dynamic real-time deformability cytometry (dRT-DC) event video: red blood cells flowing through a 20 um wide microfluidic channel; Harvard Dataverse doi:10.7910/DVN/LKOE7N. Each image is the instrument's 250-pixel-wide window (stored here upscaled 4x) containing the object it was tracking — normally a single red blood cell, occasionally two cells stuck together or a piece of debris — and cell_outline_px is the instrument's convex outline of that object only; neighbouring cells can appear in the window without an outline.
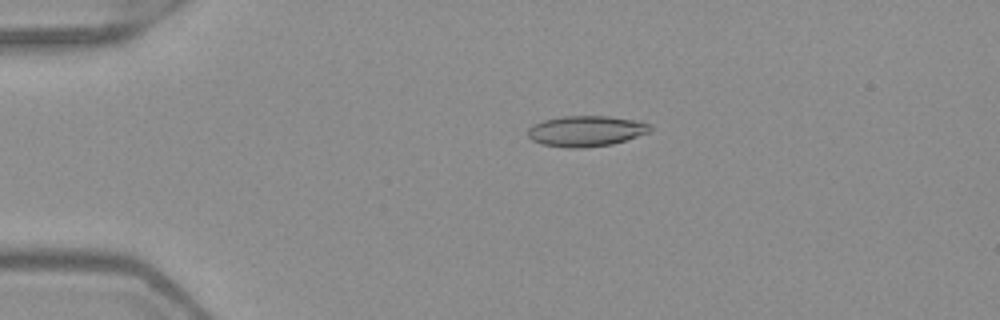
{"species": "Egyptian fruit bat (a non-hibernating species)", "species_latin": "Rousettus aegyptiacus", "temperature_condition": "warm", "stored_images_in_passage": 52, "camera_frame_rate_fps": 3000, "um_per_image_px": 0.085, "frame": {"image": 1, "passage_image": 12, "time_ms": 3.667, "image_size_px": [1000, 320], "cell_outline_px": [[652, 132], [612, 144], [580, 148], [568, 148], [540, 144], [532, 140], [528, 136], [528, 128], [532, 124], [544, 120], [564, 116], [608, 116], [632, 120], [652, 124]], "centroid_in_image_um": [49.81, 11.14], "position_along_channel_um": 35.2, "area_um2": 21.96}}
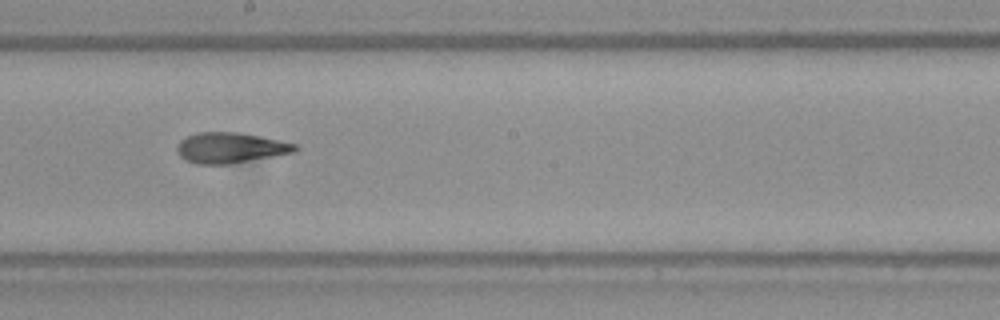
{"frame": {"image": 2, "passage_image": 30, "time_ms": 9.667, "image_size_px": [1000, 320], "cell_outline_px": [[300, 148], [296, 152], [228, 164], [196, 164], [184, 160], [180, 156], [176, 148], [180, 140], [196, 132], [240, 132], [260, 136], [296, 144]], "centroid_in_image_um": [19.57, 12.56], "position_along_channel_um": 228.6, "area_um2": 21.04}}
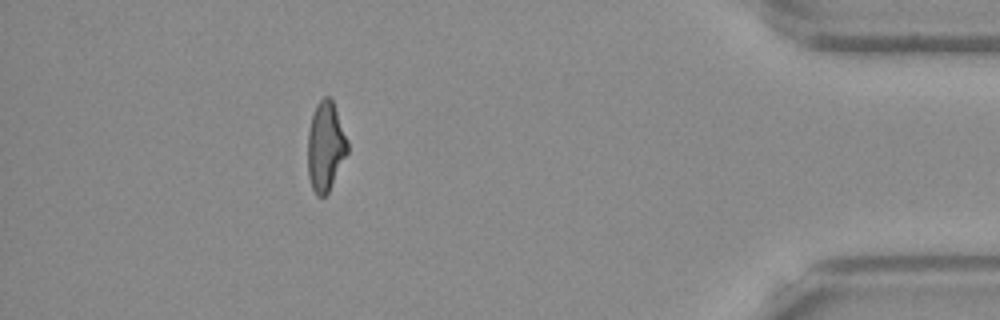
{"frame": {"image": 3, "passage_image": 47, "time_ms": 15.333, "image_size_px": [1000, 320], "cell_outline_px": [[348, 152], [328, 192], [324, 196], [316, 196], [312, 188], [308, 176], [308, 132], [312, 112], [316, 104], [324, 96], [328, 96], [332, 100], [348, 140]], "centroid_in_image_um": [27.66, 12.44], "position_along_channel_um": 407.5, "area_um2": 20.69}, "authors_computed_cell_mechanics": {"area_um2": 21.2704, "velocity_mm_per_s": 3.998, "shape_relaxation_time_tau1_ms": null, "shape_relaxation_time_tau2_ms": 1.7382, "deformation_change_tau1": null, "deformation_change_tau2": 0.1049}}